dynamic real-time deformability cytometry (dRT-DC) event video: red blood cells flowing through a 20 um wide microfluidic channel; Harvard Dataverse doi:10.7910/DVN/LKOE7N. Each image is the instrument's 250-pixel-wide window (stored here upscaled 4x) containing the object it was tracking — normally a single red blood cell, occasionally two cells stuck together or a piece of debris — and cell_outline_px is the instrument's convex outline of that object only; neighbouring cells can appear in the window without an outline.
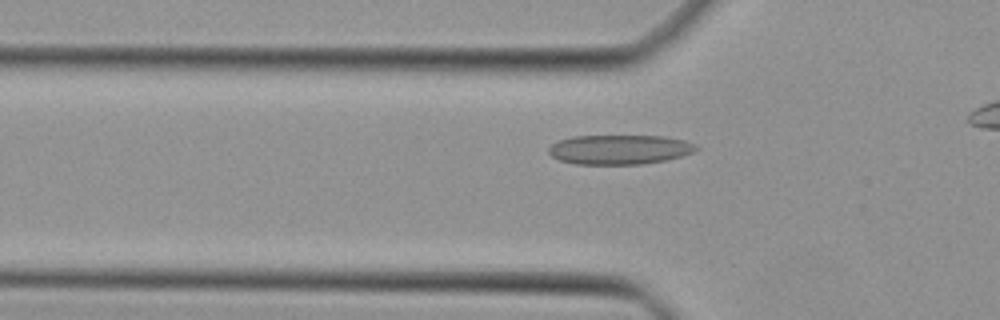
{"species": "Egyptian fruit bat (a non-hibernating species)", "species_latin": "Rousettus aegyptiacus", "temperature_condition": "cold", "stored_images_in_passage": 36, "camera_frame_rate_fps": 3000, "um_per_image_px": 0.085, "animal": {"sex": "female"}, "frame": {"image": 1, "passage_image": 11, "time_ms": 3.333, "image_size_px": [1000, 320], "cell_outline_px": [[700, 148], [692, 152], [680, 156], [664, 160], [640, 164], [576, 164], [560, 160], [552, 156], [548, 152], [548, 148], [552, 144], [560, 140], [572, 136], [664, 136], [684, 140], [696, 144]], "centroid_in_image_um": [52.65, 12.7], "position_along_channel_um": 73.1, "area_um2": 25.26}}
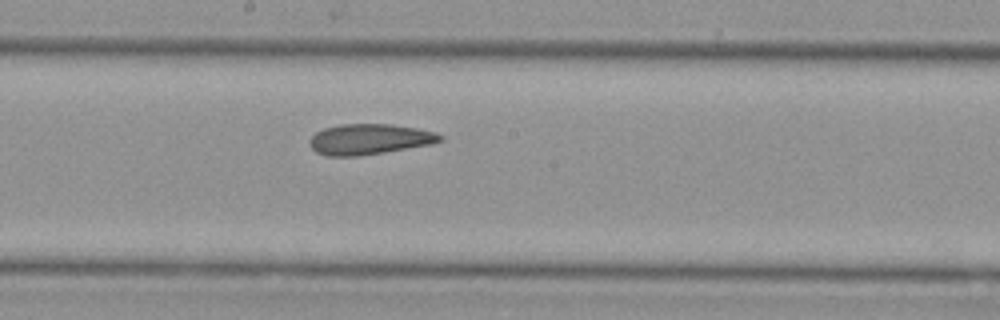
{"frame": {"image": 2, "passage_image": 21, "time_ms": 6.667, "image_size_px": [1000, 320], "cell_outline_px": [[444, 140], [432, 144], [360, 156], [328, 156], [316, 152], [312, 148], [308, 140], [316, 132], [324, 128], [340, 124], [392, 124], [416, 128], [436, 132], [444, 136]], "centroid_in_image_um": [31.42, 11.83], "position_along_channel_um": 216.8, "area_um2": 23.35}}
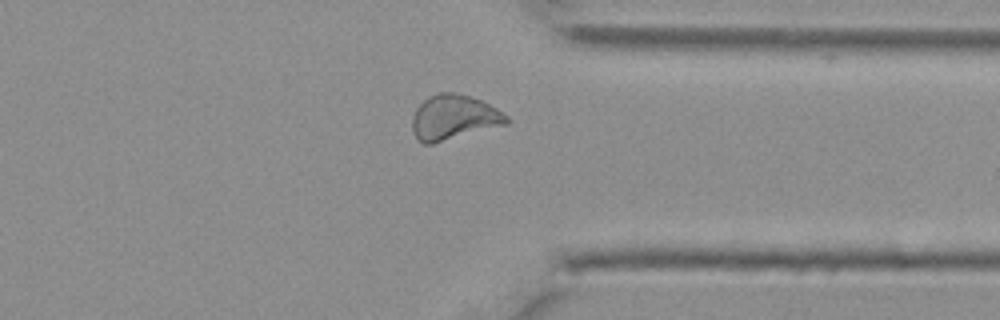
{"frame": {"image": 3, "passage_image": 32, "time_ms": 10.333, "image_size_px": [1000, 320], "cell_outline_px": [[508, 124], [432, 144], [424, 144], [416, 136], [412, 128], [412, 120], [416, 108], [428, 96], [436, 92], [452, 92], [484, 100], [504, 112], [508, 116]], "centroid_in_image_um": [38.6, 9.96], "position_along_channel_um": 372.8, "area_um2": 24.8}}